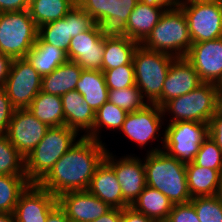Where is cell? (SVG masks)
I'll use <instances>...</instances> for the list:
<instances>
[{"instance_id": "cell-44", "label": "cell", "mask_w": 222, "mask_h": 222, "mask_svg": "<svg viewBox=\"0 0 222 222\" xmlns=\"http://www.w3.org/2000/svg\"><path fill=\"white\" fill-rule=\"evenodd\" d=\"M12 60L10 56L0 52V88H4Z\"/></svg>"}, {"instance_id": "cell-47", "label": "cell", "mask_w": 222, "mask_h": 222, "mask_svg": "<svg viewBox=\"0 0 222 222\" xmlns=\"http://www.w3.org/2000/svg\"><path fill=\"white\" fill-rule=\"evenodd\" d=\"M46 222H71L65 212L57 205L47 216Z\"/></svg>"}, {"instance_id": "cell-33", "label": "cell", "mask_w": 222, "mask_h": 222, "mask_svg": "<svg viewBox=\"0 0 222 222\" xmlns=\"http://www.w3.org/2000/svg\"><path fill=\"white\" fill-rule=\"evenodd\" d=\"M139 43L105 41L102 70L133 64V55Z\"/></svg>"}, {"instance_id": "cell-1", "label": "cell", "mask_w": 222, "mask_h": 222, "mask_svg": "<svg viewBox=\"0 0 222 222\" xmlns=\"http://www.w3.org/2000/svg\"><path fill=\"white\" fill-rule=\"evenodd\" d=\"M105 146L81 135L37 184L56 197L69 191L87 190L96 168L104 160Z\"/></svg>"}, {"instance_id": "cell-18", "label": "cell", "mask_w": 222, "mask_h": 222, "mask_svg": "<svg viewBox=\"0 0 222 222\" xmlns=\"http://www.w3.org/2000/svg\"><path fill=\"white\" fill-rule=\"evenodd\" d=\"M57 203L71 222H92L111 209L88 190L62 193L57 196Z\"/></svg>"}, {"instance_id": "cell-48", "label": "cell", "mask_w": 222, "mask_h": 222, "mask_svg": "<svg viewBox=\"0 0 222 222\" xmlns=\"http://www.w3.org/2000/svg\"><path fill=\"white\" fill-rule=\"evenodd\" d=\"M213 116L222 117V90H216L215 95V113Z\"/></svg>"}, {"instance_id": "cell-50", "label": "cell", "mask_w": 222, "mask_h": 222, "mask_svg": "<svg viewBox=\"0 0 222 222\" xmlns=\"http://www.w3.org/2000/svg\"><path fill=\"white\" fill-rule=\"evenodd\" d=\"M216 196L222 201V171L220 172L219 188Z\"/></svg>"}, {"instance_id": "cell-35", "label": "cell", "mask_w": 222, "mask_h": 222, "mask_svg": "<svg viewBox=\"0 0 222 222\" xmlns=\"http://www.w3.org/2000/svg\"><path fill=\"white\" fill-rule=\"evenodd\" d=\"M108 101L128 113L140 110L148 104L136 85L127 88L109 89Z\"/></svg>"}, {"instance_id": "cell-40", "label": "cell", "mask_w": 222, "mask_h": 222, "mask_svg": "<svg viewBox=\"0 0 222 222\" xmlns=\"http://www.w3.org/2000/svg\"><path fill=\"white\" fill-rule=\"evenodd\" d=\"M15 108L4 88H0V135H6Z\"/></svg>"}, {"instance_id": "cell-46", "label": "cell", "mask_w": 222, "mask_h": 222, "mask_svg": "<svg viewBox=\"0 0 222 222\" xmlns=\"http://www.w3.org/2000/svg\"><path fill=\"white\" fill-rule=\"evenodd\" d=\"M121 220H122V209L111 208L108 212H106L101 217L92 222H121Z\"/></svg>"}, {"instance_id": "cell-13", "label": "cell", "mask_w": 222, "mask_h": 222, "mask_svg": "<svg viewBox=\"0 0 222 222\" xmlns=\"http://www.w3.org/2000/svg\"><path fill=\"white\" fill-rule=\"evenodd\" d=\"M164 118L161 107L157 104H147L140 110L128 113L120 131L128 139L137 143L139 147L143 148L148 142H154L157 138L158 140L162 139L161 142L164 146V135L162 138L159 137Z\"/></svg>"}, {"instance_id": "cell-12", "label": "cell", "mask_w": 222, "mask_h": 222, "mask_svg": "<svg viewBox=\"0 0 222 222\" xmlns=\"http://www.w3.org/2000/svg\"><path fill=\"white\" fill-rule=\"evenodd\" d=\"M94 19L78 4L62 19L38 27V37L45 43L64 50L66 53L72 37L91 29Z\"/></svg>"}, {"instance_id": "cell-49", "label": "cell", "mask_w": 222, "mask_h": 222, "mask_svg": "<svg viewBox=\"0 0 222 222\" xmlns=\"http://www.w3.org/2000/svg\"><path fill=\"white\" fill-rule=\"evenodd\" d=\"M0 222H16L13 213H0Z\"/></svg>"}, {"instance_id": "cell-39", "label": "cell", "mask_w": 222, "mask_h": 222, "mask_svg": "<svg viewBox=\"0 0 222 222\" xmlns=\"http://www.w3.org/2000/svg\"><path fill=\"white\" fill-rule=\"evenodd\" d=\"M166 222H200L194 206L188 202L174 204Z\"/></svg>"}, {"instance_id": "cell-17", "label": "cell", "mask_w": 222, "mask_h": 222, "mask_svg": "<svg viewBox=\"0 0 222 222\" xmlns=\"http://www.w3.org/2000/svg\"><path fill=\"white\" fill-rule=\"evenodd\" d=\"M185 58L193 65L202 82L217 85L222 79V37L193 43Z\"/></svg>"}, {"instance_id": "cell-22", "label": "cell", "mask_w": 222, "mask_h": 222, "mask_svg": "<svg viewBox=\"0 0 222 222\" xmlns=\"http://www.w3.org/2000/svg\"><path fill=\"white\" fill-rule=\"evenodd\" d=\"M64 113V125L78 133L85 132L86 136L94 125L95 112L91 109L83 96L76 90L61 96Z\"/></svg>"}, {"instance_id": "cell-43", "label": "cell", "mask_w": 222, "mask_h": 222, "mask_svg": "<svg viewBox=\"0 0 222 222\" xmlns=\"http://www.w3.org/2000/svg\"><path fill=\"white\" fill-rule=\"evenodd\" d=\"M121 222H155L150 217L135 211L131 206L122 209Z\"/></svg>"}, {"instance_id": "cell-28", "label": "cell", "mask_w": 222, "mask_h": 222, "mask_svg": "<svg viewBox=\"0 0 222 222\" xmlns=\"http://www.w3.org/2000/svg\"><path fill=\"white\" fill-rule=\"evenodd\" d=\"M131 207L155 222H166L173 203L162 192L146 186Z\"/></svg>"}, {"instance_id": "cell-2", "label": "cell", "mask_w": 222, "mask_h": 222, "mask_svg": "<svg viewBox=\"0 0 222 222\" xmlns=\"http://www.w3.org/2000/svg\"><path fill=\"white\" fill-rule=\"evenodd\" d=\"M144 167L147 186L162 192L172 203L191 201L186 178V164L169 156L162 148L152 147L146 153Z\"/></svg>"}, {"instance_id": "cell-25", "label": "cell", "mask_w": 222, "mask_h": 222, "mask_svg": "<svg viewBox=\"0 0 222 222\" xmlns=\"http://www.w3.org/2000/svg\"><path fill=\"white\" fill-rule=\"evenodd\" d=\"M25 58L41 77L50 74L58 66L68 61L64 50L43 42L39 37Z\"/></svg>"}, {"instance_id": "cell-9", "label": "cell", "mask_w": 222, "mask_h": 222, "mask_svg": "<svg viewBox=\"0 0 222 222\" xmlns=\"http://www.w3.org/2000/svg\"><path fill=\"white\" fill-rule=\"evenodd\" d=\"M162 150L185 164L193 162L202 142L209 136L208 123L178 121L168 123Z\"/></svg>"}, {"instance_id": "cell-5", "label": "cell", "mask_w": 222, "mask_h": 222, "mask_svg": "<svg viewBox=\"0 0 222 222\" xmlns=\"http://www.w3.org/2000/svg\"><path fill=\"white\" fill-rule=\"evenodd\" d=\"M143 47L175 58L185 57L192 45L187 19L178 7L165 10L159 22L141 43Z\"/></svg>"}, {"instance_id": "cell-8", "label": "cell", "mask_w": 222, "mask_h": 222, "mask_svg": "<svg viewBox=\"0 0 222 222\" xmlns=\"http://www.w3.org/2000/svg\"><path fill=\"white\" fill-rule=\"evenodd\" d=\"M217 85L203 82L193 91L167 101L161 108L169 123L195 121L209 123L215 113Z\"/></svg>"}, {"instance_id": "cell-29", "label": "cell", "mask_w": 222, "mask_h": 222, "mask_svg": "<svg viewBox=\"0 0 222 222\" xmlns=\"http://www.w3.org/2000/svg\"><path fill=\"white\" fill-rule=\"evenodd\" d=\"M29 111L49 127L64 125V113L61 96L40 91L28 106Z\"/></svg>"}, {"instance_id": "cell-16", "label": "cell", "mask_w": 222, "mask_h": 222, "mask_svg": "<svg viewBox=\"0 0 222 222\" xmlns=\"http://www.w3.org/2000/svg\"><path fill=\"white\" fill-rule=\"evenodd\" d=\"M57 205L55 195L37 183H30L20 194L13 214L16 222H46Z\"/></svg>"}, {"instance_id": "cell-52", "label": "cell", "mask_w": 222, "mask_h": 222, "mask_svg": "<svg viewBox=\"0 0 222 222\" xmlns=\"http://www.w3.org/2000/svg\"><path fill=\"white\" fill-rule=\"evenodd\" d=\"M217 1H218L219 5H220V8L222 10V0H217Z\"/></svg>"}, {"instance_id": "cell-11", "label": "cell", "mask_w": 222, "mask_h": 222, "mask_svg": "<svg viewBox=\"0 0 222 222\" xmlns=\"http://www.w3.org/2000/svg\"><path fill=\"white\" fill-rule=\"evenodd\" d=\"M42 77L26 58L12 60L4 89L15 109H24L41 91Z\"/></svg>"}, {"instance_id": "cell-30", "label": "cell", "mask_w": 222, "mask_h": 222, "mask_svg": "<svg viewBox=\"0 0 222 222\" xmlns=\"http://www.w3.org/2000/svg\"><path fill=\"white\" fill-rule=\"evenodd\" d=\"M75 5V0H30L29 12L37 27H40L64 18Z\"/></svg>"}, {"instance_id": "cell-20", "label": "cell", "mask_w": 222, "mask_h": 222, "mask_svg": "<svg viewBox=\"0 0 222 222\" xmlns=\"http://www.w3.org/2000/svg\"><path fill=\"white\" fill-rule=\"evenodd\" d=\"M203 82L193 65L185 58H175L161 92V107L169 100L193 91Z\"/></svg>"}, {"instance_id": "cell-42", "label": "cell", "mask_w": 222, "mask_h": 222, "mask_svg": "<svg viewBox=\"0 0 222 222\" xmlns=\"http://www.w3.org/2000/svg\"><path fill=\"white\" fill-rule=\"evenodd\" d=\"M30 0H0V13L29 10Z\"/></svg>"}, {"instance_id": "cell-38", "label": "cell", "mask_w": 222, "mask_h": 222, "mask_svg": "<svg viewBox=\"0 0 222 222\" xmlns=\"http://www.w3.org/2000/svg\"><path fill=\"white\" fill-rule=\"evenodd\" d=\"M102 71L108 89H120L136 85L133 64Z\"/></svg>"}, {"instance_id": "cell-15", "label": "cell", "mask_w": 222, "mask_h": 222, "mask_svg": "<svg viewBox=\"0 0 222 222\" xmlns=\"http://www.w3.org/2000/svg\"><path fill=\"white\" fill-rule=\"evenodd\" d=\"M50 127L39 121L28 108L15 109L6 132L11 144L26 158Z\"/></svg>"}, {"instance_id": "cell-51", "label": "cell", "mask_w": 222, "mask_h": 222, "mask_svg": "<svg viewBox=\"0 0 222 222\" xmlns=\"http://www.w3.org/2000/svg\"><path fill=\"white\" fill-rule=\"evenodd\" d=\"M217 90H222V79L217 84Z\"/></svg>"}, {"instance_id": "cell-10", "label": "cell", "mask_w": 222, "mask_h": 222, "mask_svg": "<svg viewBox=\"0 0 222 222\" xmlns=\"http://www.w3.org/2000/svg\"><path fill=\"white\" fill-rule=\"evenodd\" d=\"M179 7L187 19L192 44L222 37V10L217 0H182Z\"/></svg>"}, {"instance_id": "cell-4", "label": "cell", "mask_w": 222, "mask_h": 222, "mask_svg": "<svg viewBox=\"0 0 222 222\" xmlns=\"http://www.w3.org/2000/svg\"><path fill=\"white\" fill-rule=\"evenodd\" d=\"M77 135V131L66 125L50 127L39 144L25 158L26 179L30 183H38L81 138Z\"/></svg>"}, {"instance_id": "cell-6", "label": "cell", "mask_w": 222, "mask_h": 222, "mask_svg": "<svg viewBox=\"0 0 222 222\" xmlns=\"http://www.w3.org/2000/svg\"><path fill=\"white\" fill-rule=\"evenodd\" d=\"M175 57L138 45L133 55L135 83L148 104L161 107V92Z\"/></svg>"}, {"instance_id": "cell-21", "label": "cell", "mask_w": 222, "mask_h": 222, "mask_svg": "<svg viewBox=\"0 0 222 222\" xmlns=\"http://www.w3.org/2000/svg\"><path fill=\"white\" fill-rule=\"evenodd\" d=\"M87 190L111 208L128 207L123 201L121 186L114 169L105 160L96 168Z\"/></svg>"}, {"instance_id": "cell-45", "label": "cell", "mask_w": 222, "mask_h": 222, "mask_svg": "<svg viewBox=\"0 0 222 222\" xmlns=\"http://www.w3.org/2000/svg\"><path fill=\"white\" fill-rule=\"evenodd\" d=\"M140 1L149 6H160L165 10L178 8L182 2V0H140Z\"/></svg>"}, {"instance_id": "cell-34", "label": "cell", "mask_w": 222, "mask_h": 222, "mask_svg": "<svg viewBox=\"0 0 222 222\" xmlns=\"http://www.w3.org/2000/svg\"><path fill=\"white\" fill-rule=\"evenodd\" d=\"M0 175H26L25 158L6 135H0Z\"/></svg>"}, {"instance_id": "cell-41", "label": "cell", "mask_w": 222, "mask_h": 222, "mask_svg": "<svg viewBox=\"0 0 222 222\" xmlns=\"http://www.w3.org/2000/svg\"><path fill=\"white\" fill-rule=\"evenodd\" d=\"M209 137L217 144L222 150V117L212 116L208 123Z\"/></svg>"}, {"instance_id": "cell-23", "label": "cell", "mask_w": 222, "mask_h": 222, "mask_svg": "<svg viewBox=\"0 0 222 222\" xmlns=\"http://www.w3.org/2000/svg\"><path fill=\"white\" fill-rule=\"evenodd\" d=\"M165 9L160 6H149L140 0L130 13L127 29L134 41L141 44L159 22Z\"/></svg>"}, {"instance_id": "cell-26", "label": "cell", "mask_w": 222, "mask_h": 222, "mask_svg": "<svg viewBox=\"0 0 222 222\" xmlns=\"http://www.w3.org/2000/svg\"><path fill=\"white\" fill-rule=\"evenodd\" d=\"M75 90L83 96L94 112L108 101L109 89L103 71L83 69Z\"/></svg>"}, {"instance_id": "cell-19", "label": "cell", "mask_w": 222, "mask_h": 222, "mask_svg": "<svg viewBox=\"0 0 222 222\" xmlns=\"http://www.w3.org/2000/svg\"><path fill=\"white\" fill-rule=\"evenodd\" d=\"M105 41L97 36L94 26L72 37L67 51L69 61L76 62L81 69L102 71Z\"/></svg>"}, {"instance_id": "cell-32", "label": "cell", "mask_w": 222, "mask_h": 222, "mask_svg": "<svg viewBox=\"0 0 222 222\" xmlns=\"http://www.w3.org/2000/svg\"><path fill=\"white\" fill-rule=\"evenodd\" d=\"M29 184L26 175H0V213H13L20 194Z\"/></svg>"}, {"instance_id": "cell-7", "label": "cell", "mask_w": 222, "mask_h": 222, "mask_svg": "<svg viewBox=\"0 0 222 222\" xmlns=\"http://www.w3.org/2000/svg\"><path fill=\"white\" fill-rule=\"evenodd\" d=\"M38 37L29 10L0 13V52L12 59L25 58Z\"/></svg>"}, {"instance_id": "cell-36", "label": "cell", "mask_w": 222, "mask_h": 222, "mask_svg": "<svg viewBox=\"0 0 222 222\" xmlns=\"http://www.w3.org/2000/svg\"><path fill=\"white\" fill-rule=\"evenodd\" d=\"M190 203L200 222H222V201L217 196L194 197Z\"/></svg>"}, {"instance_id": "cell-27", "label": "cell", "mask_w": 222, "mask_h": 222, "mask_svg": "<svg viewBox=\"0 0 222 222\" xmlns=\"http://www.w3.org/2000/svg\"><path fill=\"white\" fill-rule=\"evenodd\" d=\"M186 178L191 198L217 195L220 181L218 170L190 162L186 164Z\"/></svg>"}, {"instance_id": "cell-3", "label": "cell", "mask_w": 222, "mask_h": 222, "mask_svg": "<svg viewBox=\"0 0 222 222\" xmlns=\"http://www.w3.org/2000/svg\"><path fill=\"white\" fill-rule=\"evenodd\" d=\"M139 0H80L77 4L94 19L97 36L103 41L136 42L127 22Z\"/></svg>"}, {"instance_id": "cell-37", "label": "cell", "mask_w": 222, "mask_h": 222, "mask_svg": "<svg viewBox=\"0 0 222 222\" xmlns=\"http://www.w3.org/2000/svg\"><path fill=\"white\" fill-rule=\"evenodd\" d=\"M196 165L222 171V150L208 136L201 144L194 161Z\"/></svg>"}, {"instance_id": "cell-14", "label": "cell", "mask_w": 222, "mask_h": 222, "mask_svg": "<svg viewBox=\"0 0 222 222\" xmlns=\"http://www.w3.org/2000/svg\"><path fill=\"white\" fill-rule=\"evenodd\" d=\"M107 150L104 160L114 169L121 186L123 201L131 206L147 186L144 161L135 154L116 158ZM116 158V159H115Z\"/></svg>"}, {"instance_id": "cell-31", "label": "cell", "mask_w": 222, "mask_h": 222, "mask_svg": "<svg viewBox=\"0 0 222 222\" xmlns=\"http://www.w3.org/2000/svg\"><path fill=\"white\" fill-rule=\"evenodd\" d=\"M127 115L128 112L107 101L95 112L93 129L85 137L102 142V128L120 131Z\"/></svg>"}, {"instance_id": "cell-24", "label": "cell", "mask_w": 222, "mask_h": 222, "mask_svg": "<svg viewBox=\"0 0 222 222\" xmlns=\"http://www.w3.org/2000/svg\"><path fill=\"white\" fill-rule=\"evenodd\" d=\"M82 70L76 62L68 60L50 74L42 77L41 91L62 96L69 91L75 90Z\"/></svg>"}]
</instances>
